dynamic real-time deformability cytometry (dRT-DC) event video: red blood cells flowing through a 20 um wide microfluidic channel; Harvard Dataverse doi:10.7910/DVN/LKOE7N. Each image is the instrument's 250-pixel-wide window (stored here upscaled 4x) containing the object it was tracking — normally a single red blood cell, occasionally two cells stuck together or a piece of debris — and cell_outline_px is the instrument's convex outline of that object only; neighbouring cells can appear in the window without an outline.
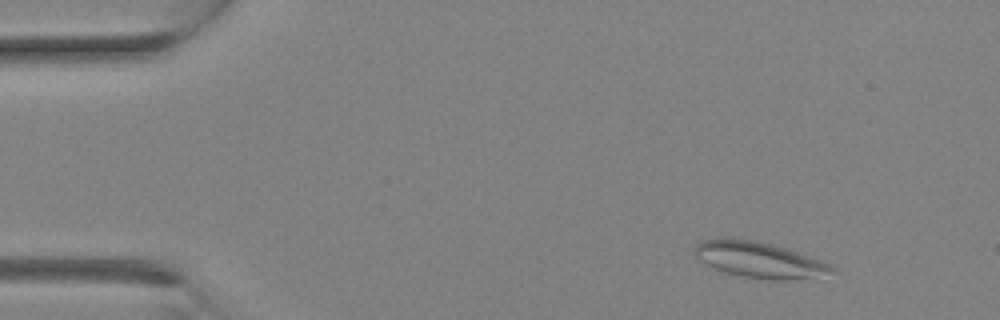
{"species": "Egyptian fruit bat (a non-hibernating species)", "species_latin": "Rousettus aegyptiacus", "temperature_condition": "room temperature", "stored_images_in_passage": 15, "camera_frame_rate_fps": 3000, "um_per_image_px": 0.085, "animal": {"sex": "female"}, "frame": {"image": 1, "passage_image": 3, "time_ms": 0.667, "image_size_px": [1000, 320], "cell_outline_px": [[840, 272], [792, 280], [768, 280], [740, 276], [724, 272], [700, 260], [692, 252], [696, 244], [700, 240], [720, 236], [728, 236], [756, 240], [776, 244], [788, 248], [828, 264], [836, 268]], "centroid_in_image_um": [64.49, 22.05], "position_along_channel_um": 20.5, "area_um2": 29.3}}
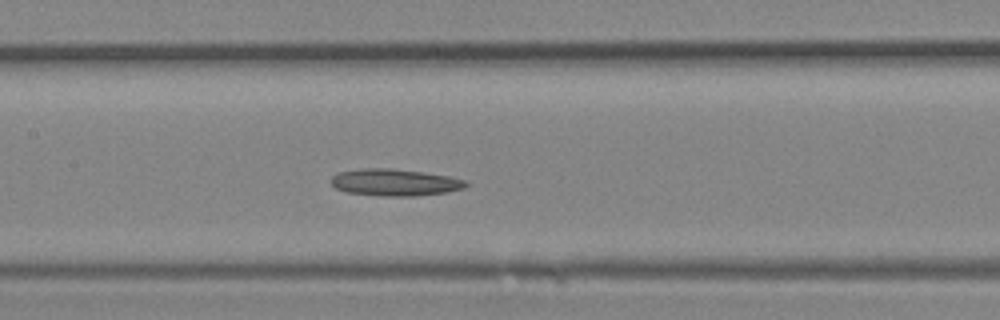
{"frame": {"image": 2, "passage_image": 13, "time_ms": 4.0, "image_size_px": [1000, 320], "cell_outline_px": [[468, 184], [464, 188], [448, 192], [416, 196], [384, 196], [344, 192], [336, 188], [332, 184], [332, 176], [336, 172], [360, 168], [392, 168], [424, 172], [448, 176], [468, 180]], "centroid_in_image_um": [33.56, 15.5], "position_along_channel_um": 173.8, "area_um2": 21.39}}
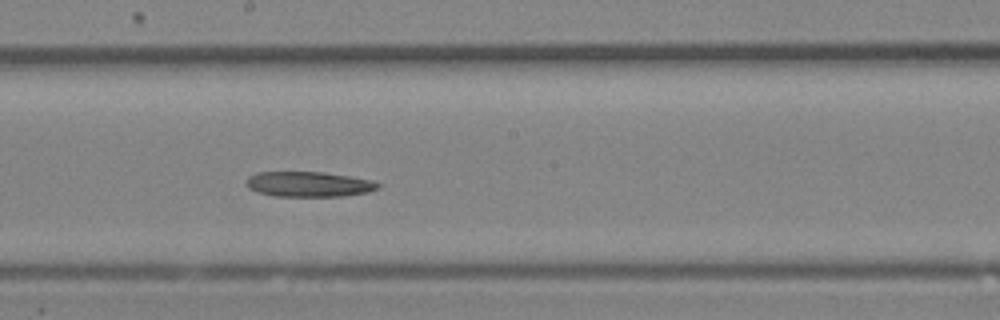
{"frame": {"image": 3, "passage_image": 15, "time_ms": 4.667, "image_size_px": [1000, 320], "cell_outline_px": [[380, 188], [368, 192], [344, 196], [276, 196], [260, 192], [248, 188], [244, 184], [248, 176], [256, 172], [324, 172], [372, 180], [380, 184]], "centroid_in_image_um": [26.24, 15.65], "position_along_channel_um": 222.0, "area_um2": 19.36}}